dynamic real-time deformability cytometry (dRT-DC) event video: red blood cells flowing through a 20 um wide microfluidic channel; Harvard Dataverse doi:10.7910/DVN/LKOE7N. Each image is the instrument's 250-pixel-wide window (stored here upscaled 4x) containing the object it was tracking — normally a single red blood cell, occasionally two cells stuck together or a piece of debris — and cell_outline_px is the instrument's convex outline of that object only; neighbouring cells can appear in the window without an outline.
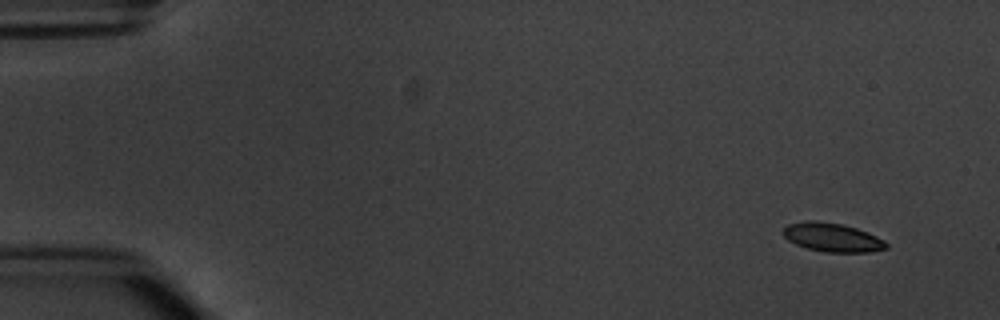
{"species": "common noctule bat (a hibernating species)", "species_latin": "Nyctalus noctula", "temperature_condition": "warm", "stored_images_in_passage": 5, "camera_frame_rate_fps": 3000, "um_per_image_px": 0.085, "animal": {"sex": "male", "body_mass_g": 20.1, "forearm_length_mm": 53.5}, "frame": {"image": 1, "passage_image": 1, "time_ms": 0.0, "image_size_px": [1000, 320], "cell_outline_px": [[888, 248], [868, 252], [824, 252], [808, 248], [796, 244], [788, 240], [784, 236], [784, 228], [788, 224], [804, 220], [816, 220], [840, 224], [856, 228], [868, 232], [884, 240], [888, 244]], "centroid_in_image_um": [70.75, 20.17], "position_along_channel_um": 14.3, "area_um2": 17.22}}